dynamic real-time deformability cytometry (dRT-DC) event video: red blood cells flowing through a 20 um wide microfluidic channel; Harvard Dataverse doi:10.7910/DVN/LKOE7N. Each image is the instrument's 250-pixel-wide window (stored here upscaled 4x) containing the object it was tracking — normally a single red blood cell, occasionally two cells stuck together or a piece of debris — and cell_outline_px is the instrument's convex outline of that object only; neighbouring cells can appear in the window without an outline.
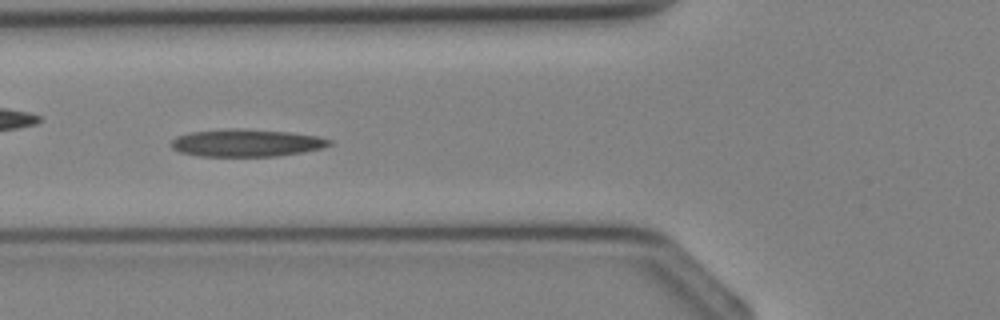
{"species": "Egyptian fruit bat (a non-hibernating species)", "species_latin": "Rousettus aegyptiacus", "temperature_condition": "cold", "stored_images_in_passage": 35, "camera_frame_rate_fps": 3000, "um_per_image_px": 0.085, "animal": {"sex": "female"}, "frame": {"image": 1, "passage_image": 11, "time_ms": 3.333, "image_size_px": [1000, 320], "cell_outline_px": [[332, 144], [324, 148], [304, 152], [276, 156], [200, 156], [180, 152], [172, 148], [172, 140], [176, 136], [188, 132], [228, 128], [244, 128], [288, 132], [316, 136], [332, 140]], "centroid_in_image_um": [20.95, 12.14], "position_along_channel_um": 104.9, "area_um2": 25.49}}
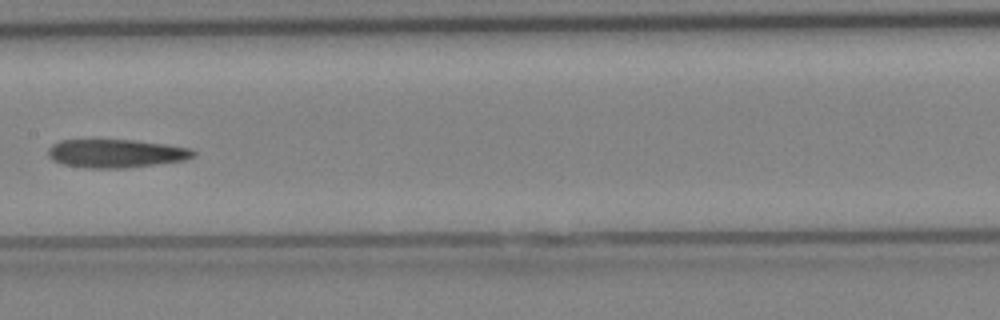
{"frame": {"image": 2, "passage_image": 16, "time_ms": 5.0, "image_size_px": [1000, 320], "cell_outline_px": [[196, 156], [184, 160], [156, 164], [124, 168], [88, 168], [64, 164], [56, 160], [48, 152], [48, 148], [52, 144], [60, 140], [136, 140], [168, 144], [192, 148], [196, 152]], "centroid_in_image_um": [9.94, 13.03], "position_along_channel_um": 197.5, "area_um2": 23.93}}